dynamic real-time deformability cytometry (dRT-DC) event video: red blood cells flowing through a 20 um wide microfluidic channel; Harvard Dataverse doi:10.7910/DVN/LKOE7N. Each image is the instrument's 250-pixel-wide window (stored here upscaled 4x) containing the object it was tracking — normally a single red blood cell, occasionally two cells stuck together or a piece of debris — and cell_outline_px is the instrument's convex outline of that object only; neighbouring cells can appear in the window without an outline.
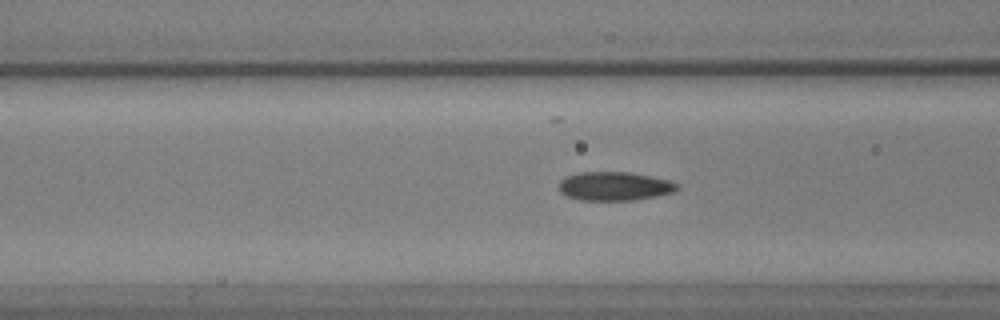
{"species": "common noctule bat (a hibernating species)", "species_latin": "Nyctalus noctula", "temperature_condition": "warm", "stored_images_in_passage": 53, "camera_frame_rate_fps": 3000, "um_per_image_px": 0.085, "animal": {"sex": "male", "body_mass_g": 17.9, "forearm_length_mm": 54.2}, "frame": {"image": 1, "passage_image": 17, "time_ms": 5.333, "image_size_px": [1000, 320], "cell_outline_px": [[680, 188], [672, 192], [656, 196], [636, 200], [580, 200], [568, 196], [560, 192], [560, 180], [568, 176], [580, 172], [632, 172], [668, 180], [680, 184]], "centroid_in_image_um": [52.27, 15.82], "position_along_channel_um": 114.3, "area_um2": 19.77}}
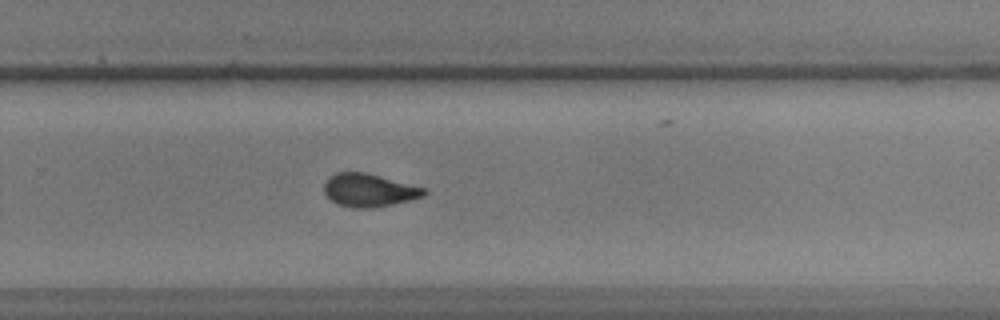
{"frame": {"image": 2, "passage_image": 33, "time_ms": 10.667, "image_size_px": [1000, 320], "cell_outline_px": [[428, 192], [424, 196], [412, 200], [372, 208], [352, 208], [336, 204], [328, 200], [324, 196], [324, 184], [328, 176], [336, 172], [364, 172], [380, 176], [424, 188]], "centroid_in_image_um": [31.3, 16.18], "position_along_channel_um": 298.5, "area_um2": 19.48}}
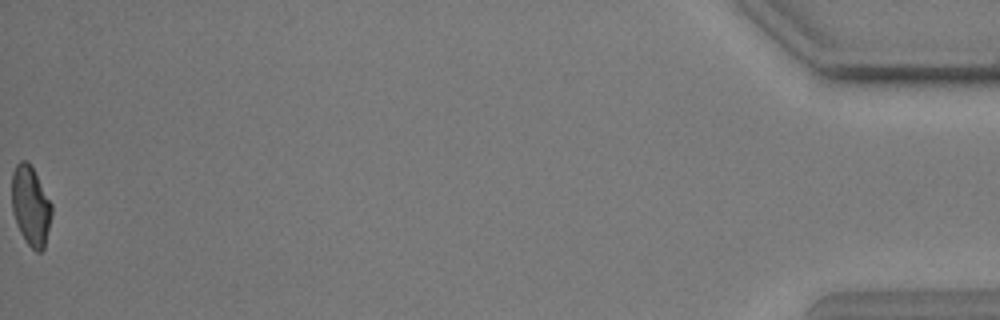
{"frame": {"image": 3, "passage_image": 53, "time_ms": 17.333, "image_size_px": [1000, 320], "cell_outline_px": [[52, 216], [44, 248], [40, 252], [36, 252], [24, 240], [16, 224], [12, 212], [12, 172], [16, 164], [20, 160], [28, 160], [52, 204]], "centroid_in_image_um": [2.6, 17.5], "position_along_channel_um": 432.6, "area_um2": 18.61}}